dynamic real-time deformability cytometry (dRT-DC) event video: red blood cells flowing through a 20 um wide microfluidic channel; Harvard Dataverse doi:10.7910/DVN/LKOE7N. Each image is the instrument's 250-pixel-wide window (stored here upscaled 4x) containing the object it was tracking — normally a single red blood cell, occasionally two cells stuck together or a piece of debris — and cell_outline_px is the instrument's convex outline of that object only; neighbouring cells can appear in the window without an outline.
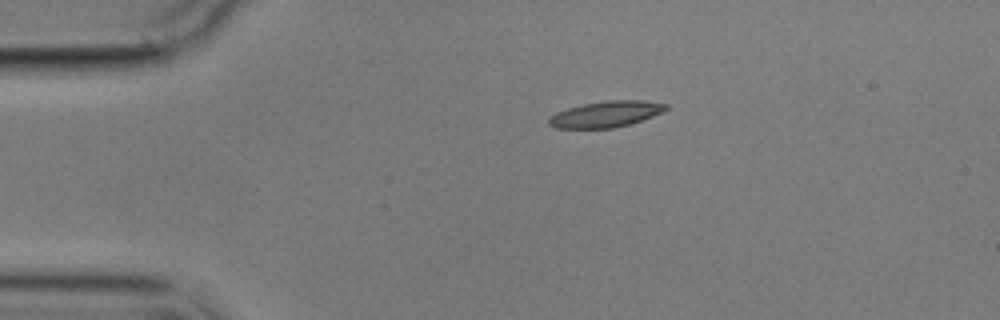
{"species": "common noctule bat (a hibernating species)", "species_latin": "Nyctalus noctula", "temperature_condition": "cold", "stored_images_in_passage": 2, "camera_frame_rate_fps": 3000, "um_per_image_px": 0.085, "animal": {"sex": "male", "body_mass_g": 17.9}, "frame": {"image": 1, "passage_image": 1, "time_ms": 0.0, "image_size_px": [1000, 320], "cell_outline_px": [[668, 108], [664, 112], [628, 124], [612, 128], [556, 128], [548, 124], [548, 116], [556, 112], [568, 108], [584, 104], [608, 100], [644, 100], [668, 104]], "centroid_in_image_um": [51.49, 9.69], "position_along_channel_um": 33.5, "area_um2": 17.74}}